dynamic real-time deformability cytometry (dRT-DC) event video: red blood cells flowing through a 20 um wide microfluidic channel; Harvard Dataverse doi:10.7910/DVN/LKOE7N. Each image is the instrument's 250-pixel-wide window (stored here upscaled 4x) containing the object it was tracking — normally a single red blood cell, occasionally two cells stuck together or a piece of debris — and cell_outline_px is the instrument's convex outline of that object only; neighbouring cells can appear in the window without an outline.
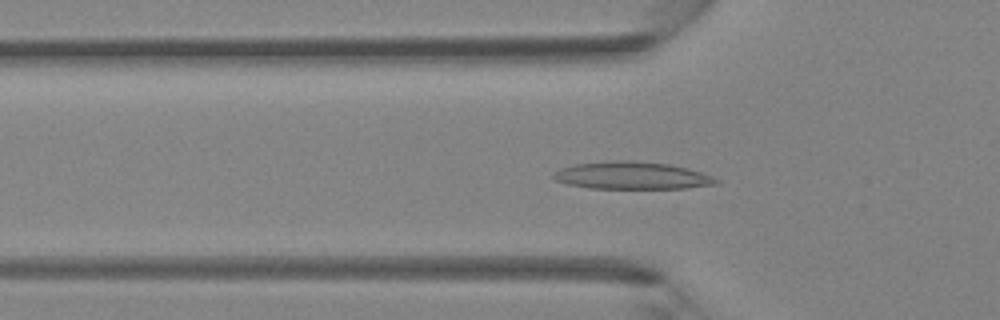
{"species": "Egyptian fruit bat (a non-hibernating species)", "species_latin": "Rousettus aegyptiacus", "temperature_condition": "room temperature", "stored_images_in_passage": 43, "camera_frame_rate_fps": 3000, "um_per_image_px": 0.085, "animal": {"sex": "female"}, "frame": {"image": 1, "passage_image": 13, "time_ms": 4.0, "image_size_px": [1000, 320], "cell_outline_px": [[720, 184], [688, 188], [588, 188], [568, 184], [556, 180], [552, 176], [560, 168], [572, 164], [612, 160], [632, 160], [668, 164], [688, 168], [712, 176], [720, 180]], "centroid_in_image_um": [53.74, 14.91], "position_along_channel_um": 72.1, "area_um2": 26.13}}
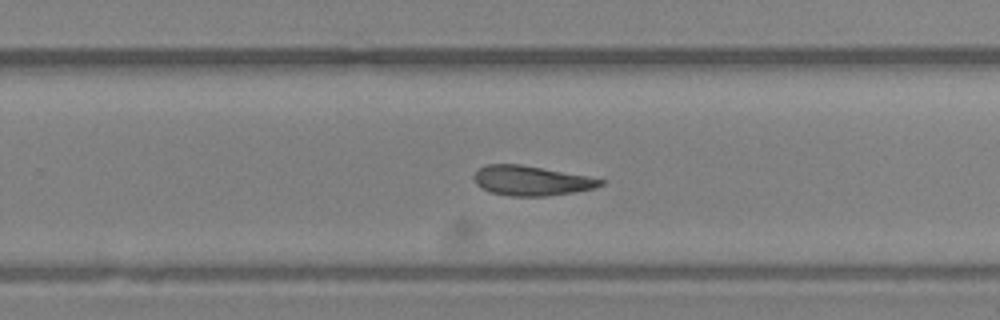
{"frame": {"image": 2, "passage_image": 27, "time_ms": 8.667, "image_size_px": [1000, 320], "cell_outline_px": [[604, 184], [592, 188], [572, 192], [544, 196], [512, 196], [492, 192], [480, 188], [476, 184], [472, 176], [476, 168], [484, 164], [520, 164], [588, 176], [604, 180]], "centroid_in_image_um": [45.07, 15.34], "position_along_channel_um": 284.7, "area_um2": 21.91}}
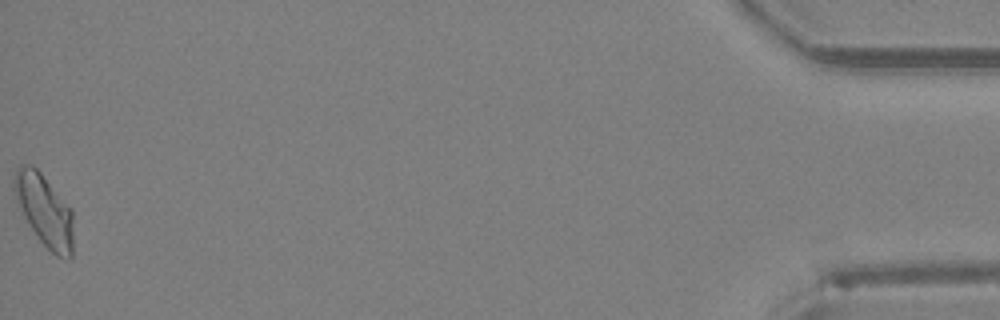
{"frame": {"image": 3, "passage_image": 43, "time_ms": 14.0, "image_size_px": [1000, 320], "cell_outline_px": [[72, 256], [68, 260], [56, 256], [40, 240], [28, 224], [16, 200], [12, 188], [12, 184], [16, 168], [20, 164], [32, 164], [40, 172], [72, 208]], "centroid_in_image_um": [3.76, 17.85], "position_along_channel_um": 431.4, "area_um2": 24.85}}